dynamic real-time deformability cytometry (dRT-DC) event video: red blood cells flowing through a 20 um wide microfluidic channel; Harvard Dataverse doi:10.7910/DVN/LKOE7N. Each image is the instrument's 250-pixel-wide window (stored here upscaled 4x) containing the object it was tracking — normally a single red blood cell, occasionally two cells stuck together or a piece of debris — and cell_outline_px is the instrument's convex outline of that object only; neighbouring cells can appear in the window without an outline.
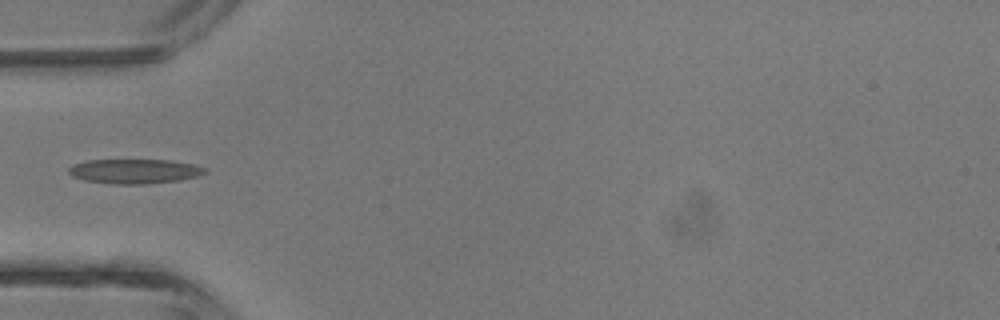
{"species": "common noctule bat (a hibernating species)", "species_latin": "Nyctalus noctula", "temperature_condition": "room temperature", "stored_images_in_passage": 2, "camera_frame_rate_fps": 3000, "um_per_image_px": 0.085, "animal": {"sex": "male", "body_mass_g": 13.3}, "frame": {"image": 1, "passage_image": 2, "time_ms": 2.333, "image_size_px": [1000, 320], "cell_outline_px": [[208, 172], [196, 176], [180, 180], [144, 184], [112, 184], [84, 180], [72, 176], [68, 172], [68, 168], [76, 164], [88, 160], [172, 160], [192, 164], [208, 168]], "centroid_in_image_um": [11.46, 14.56], "position_along_channel_um": 73.5, "area_um2": 19.48}}